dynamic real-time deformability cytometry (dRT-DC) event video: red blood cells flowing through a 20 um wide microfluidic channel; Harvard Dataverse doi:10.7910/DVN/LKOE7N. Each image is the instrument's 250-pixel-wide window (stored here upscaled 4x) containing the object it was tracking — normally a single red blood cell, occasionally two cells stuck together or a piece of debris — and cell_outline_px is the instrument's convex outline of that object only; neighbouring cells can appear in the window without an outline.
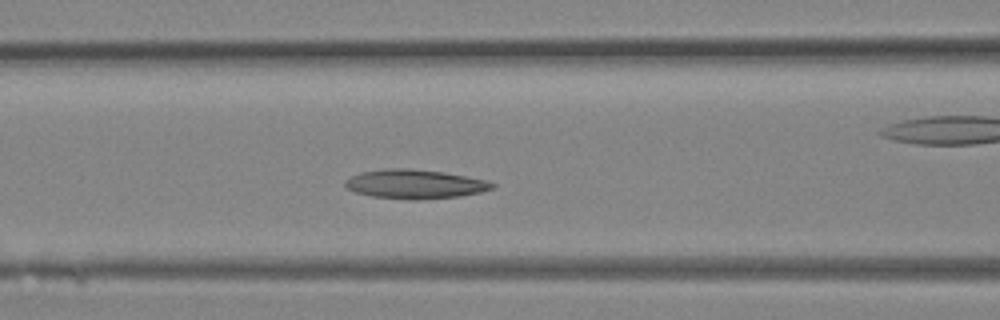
{"species": "Egyptian fruit bat (a non-hibernating species)", "species_latin": "Rousettus aegyptiacus", "temperature_condition": "room temperature", "stored_images_in_passage": 23, "camera_frame_rate_fps": 3000, "um_per_image_px": 0.085, "animal": {"sex": "female"}, "frame": {"image": 1, "passage_image": 4, "time_ms": 1.0, "image_size_px": [1000, 320], "cell_outline_px": [[496, 188], [480, 192], [460, 196], [416, 200], [412, 200], [372, 196], [356, 192], [348, 188], [344, 184], [344, 180], [360, 172], [384, 168], [412, 168], [444, 172], [484, 180], [496, 184]], "centroid_in_image_um": [35.26, 15.64], "position_along_channel_um": 131.3, "area_um2": 24.97}}
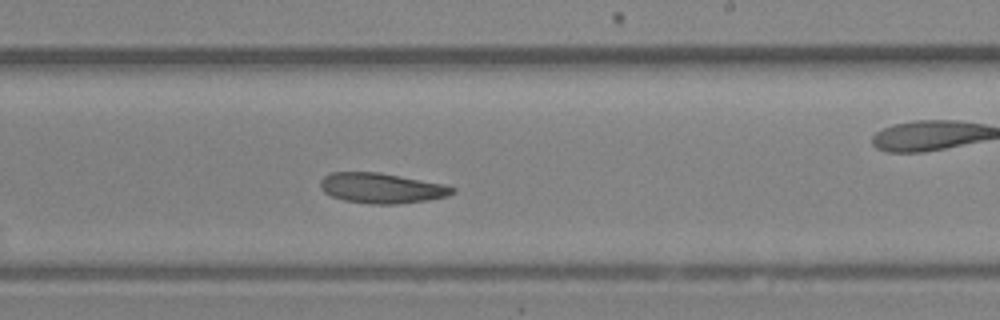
{"frame": {"image": 2, "passage_image": 10, "time_ms": 3.0, "image_size_px": [1000, 320], "cell_outline_px": [[456, 192], [448, 196], [428, 200], [396, 204], [372, 204], [344, 200], [332, 196], [324, 192], [320, 188], [320, 180], [324, 176], [332, 172], [380, 172], [448, 184], [456, 188]], "centroid_in_image_um": [32.49, 15.98], "position_along_channel_um": 256.5, "area_um2": 23.58}}